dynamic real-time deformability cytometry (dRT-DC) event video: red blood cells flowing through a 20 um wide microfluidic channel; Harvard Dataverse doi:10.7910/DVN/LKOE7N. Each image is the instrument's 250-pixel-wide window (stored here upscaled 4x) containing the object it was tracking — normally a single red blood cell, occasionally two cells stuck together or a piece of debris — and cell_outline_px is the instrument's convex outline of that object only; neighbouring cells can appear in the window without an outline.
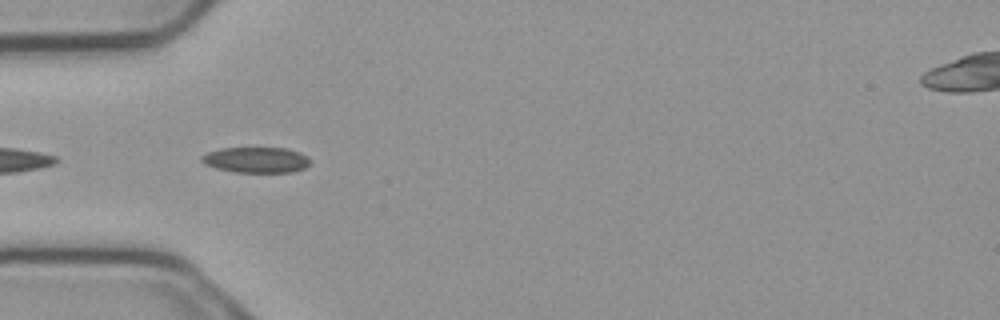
{"species": "common noctule bat (a hibernating species)", "species_latin": "Nyctalus noctula", "temperature_condition": "cold", "stored_images_in_passage": 5, "camera_frame_rate_fps": 3000, "um_per_image_px": 0.085, "animal": {"sex": "male", "body_mass_g": 23.1, "forearm_length_mm": 52.7}, "frame": {"image": 1, "passage_image": 5, "time_ms": 1.333, "image_size_px": [1000, 320], "cell_outline_px": [[312, 160], [304, 168], [292, 172], [236, 172], [216, 168], [204, 164], [200, 160], [200, 156], [208, 152], [220, 148], [288, 148], [300, 152], [308, 156]], "centroid_in_image_um": [21.78, 13.58], "position_along_channel_um": 63.2, "area_um2": 16.36}}